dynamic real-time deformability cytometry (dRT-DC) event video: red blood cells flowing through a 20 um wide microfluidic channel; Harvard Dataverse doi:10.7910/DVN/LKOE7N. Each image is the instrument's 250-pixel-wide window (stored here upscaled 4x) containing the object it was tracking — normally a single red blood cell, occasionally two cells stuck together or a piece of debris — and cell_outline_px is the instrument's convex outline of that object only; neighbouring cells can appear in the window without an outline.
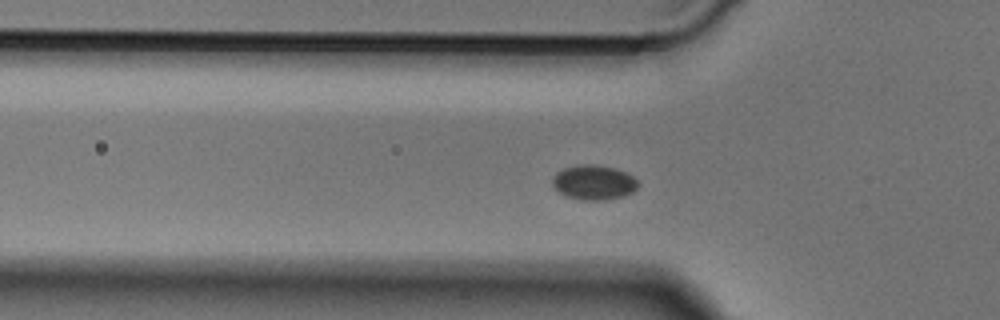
{"species": "Egyptian fruit bat (a non-hibernating species)", "species_latin": "Rousettus aegyptiacus", "temperature_condition": "cold", "stored_images_in_passage": 46, "camera_frame_rate_fps": 3000, "um_per_image_px": 0.085, "animal": {"sex": "male"}, "frame": {"image": 1, "passage_image": 11, "time_ms": 3.333, "image_size_px": [1000, 320], "cell_outline_px": [[640, 184], [632, 192], [624, 196], [604, 200], [580, 200], [564, 196], [552, 184], [552, 176], [556, 172], [564, 168], [580, 164], [596, 164], [616, 168], [632, 176]], "centroid_in_image_um": [50.45, 15.5], "position_along_channel_um": 75.3, "area_um2": 17.46}}
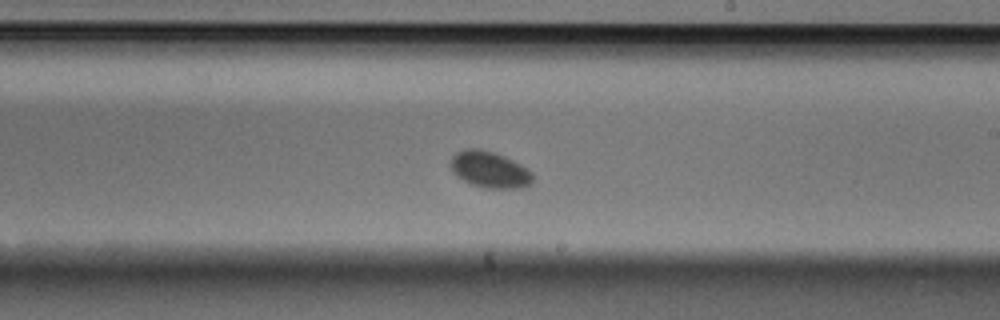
{"frame": {"image": 2, "passage_image": 24, "time_ms": 7.667, "image_size_px": [1000, 320], "cell_outline_px": [[532, 184], [520, 188], [484, 188], [472, 184], [456, 176], [452, 172], [448, 164], [452, 156], [456, 152], [464, 148], [480, 148], [496, 152], [520, 164], [532, 172]], "centroid_in_image_um": [41.57, 14.4], "position_along_channel_um": 247.4, "area_um2": 17.69}}
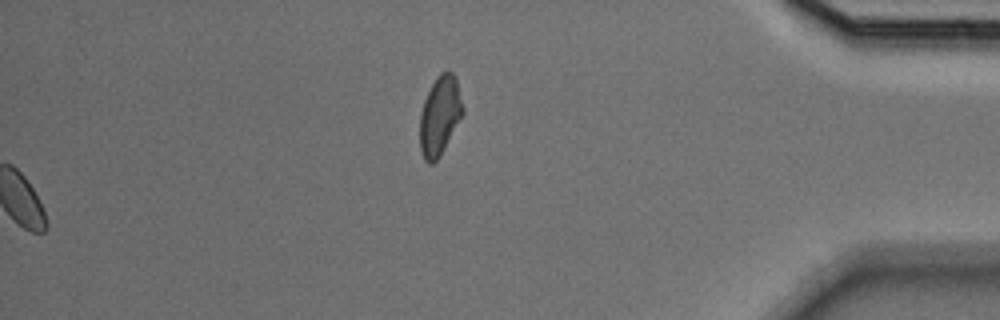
{"frame": {"image": 3, "passage_image": 46, "time_ms": 15.0, "image_size_px": [1000, 320], "cell_outline_px": [[464, 112], [440, 156], [432, 164], [428, 164], [424, 160], [420, 148], [420, 112], [424, 100], [436, 76], [440, 72], [448, 68], [456, 76], [464, 108]], "centroid_in_image_um": [37.39, 9.79], "position_along_channel_um": 397.8, "area_um2": 20.0}}